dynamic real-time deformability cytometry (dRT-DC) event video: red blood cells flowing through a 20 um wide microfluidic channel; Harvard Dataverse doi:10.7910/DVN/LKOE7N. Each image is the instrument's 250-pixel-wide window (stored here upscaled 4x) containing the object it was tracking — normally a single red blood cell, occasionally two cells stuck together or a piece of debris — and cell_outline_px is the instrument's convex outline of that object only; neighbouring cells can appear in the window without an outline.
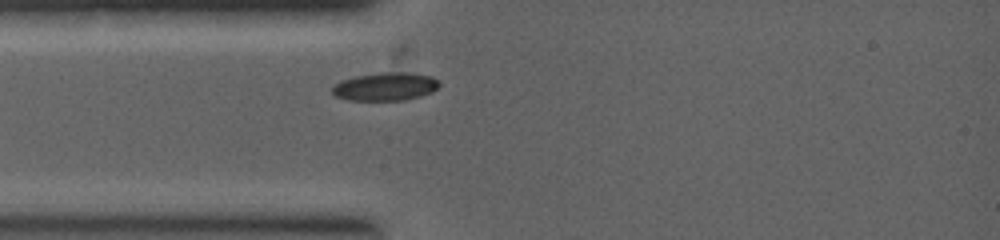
{"species": "common noctule bat (a hibernating species)", "species_latin": "Nyctalus noctula", "temperature_condition": "warm", "stored_images_in_passage": 4, "camera_frame_rate_fps": 5000, "um_per_image_px": 0.085, "animal": {"sex": "female", "body_mass_g": 19.0, "forearm_length_mm": 53.3}, "frame": {"image": 1, "passage_image": 1, "time_ms": 0.0, "image_size_px": [1000, 240], "cell_outline_px": [[440, 84], [432, 92], [420, 96], [404, 100], [348, 100], [336, 96], [332, 92], [332, 84], [340, 80], [356, 76], [392, 72], [408, 72], [432, 76]], "centroid_in_image_um": [32.73, 7.36], "position_along_channel_um": 52.3, "area_um2": 17.46}}